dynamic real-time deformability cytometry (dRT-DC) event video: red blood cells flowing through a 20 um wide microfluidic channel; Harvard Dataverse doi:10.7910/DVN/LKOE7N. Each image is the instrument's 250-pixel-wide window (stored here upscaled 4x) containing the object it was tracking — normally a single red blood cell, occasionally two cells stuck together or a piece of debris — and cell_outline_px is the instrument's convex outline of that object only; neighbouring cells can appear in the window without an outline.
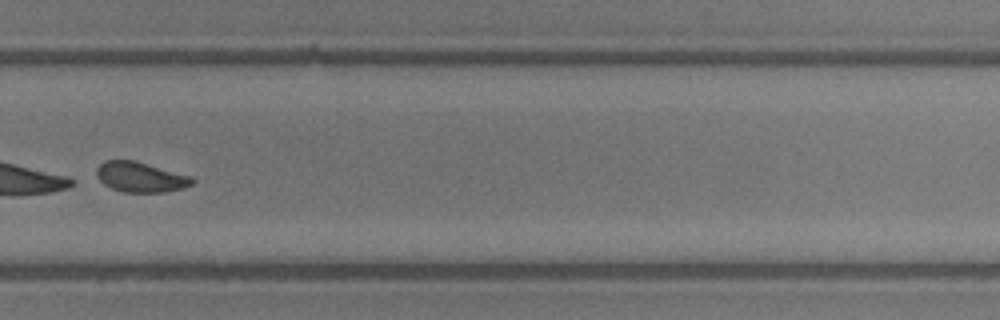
{"species": "common noctule bat (a hibernating species)", "species_latin": "Nyctalus noctula", "temperature_condition": "room temperature", "stored_images_in_passage": 41, "segment_of_instrument_passage": [2, 2], "camera_frame_rate_fps": 3000, "um_per_image_px": 0.085, "animal": {"sex": "male", "body_mass_g": 13.3}, "frame": {"image": 1, "passage_image": 27, "time_ms": 8.667, "image_size_px": [1000, 320], "cell_outline_px": [[196, 180], [192, 184], [184, 188], [168, 192], [124, 192], [112, 188], [104, 184], [96, 176], [96, 168], [104, 160], [136, 160], [192, 176]], "centroid_in_image_um": [11.97, 15.04], "position_along_channel_um": 317.8, "area_um2": 17.05}}